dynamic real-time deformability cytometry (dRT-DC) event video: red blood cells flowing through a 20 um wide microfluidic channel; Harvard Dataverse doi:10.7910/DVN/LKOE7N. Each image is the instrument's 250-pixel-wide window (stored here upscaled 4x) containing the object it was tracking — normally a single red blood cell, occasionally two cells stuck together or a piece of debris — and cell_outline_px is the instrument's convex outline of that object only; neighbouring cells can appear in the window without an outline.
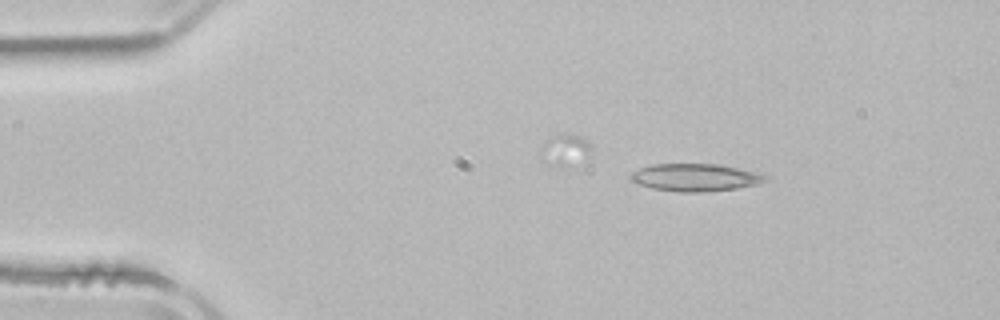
{"species": "common noctule bat (a hibernating species)", "species_latin": "Nyctalus noctula", "temperature_condition": "room temperature", "stored_images_in_passage": 5, "segment_of_instrument_passage": [2, 2], "camera_frame_rate_fps": 3000, "um_per_image_px": 0.085, "animal": {"sex": "male", "body_mass_g": 21.5, "forearm_length_mm": 52.0}, "frame": {"image": 1, "passage_image": 3, "time_ms": 4.0, "image_size_px": [1000, 320], "cell_outline_px": [[768, 180], [760, 184], [736, 188], [700, 192], [680, 192], [652, 188], [628, 180], [628, 176], [632, 172], [640, 168], [652, 164], [720, 164], [756, 172], [768, 176]], "centroid_in_image_um": [59.09, 15.08], "position_along_channel_um": 25.9, "area_um2": 21.68}}
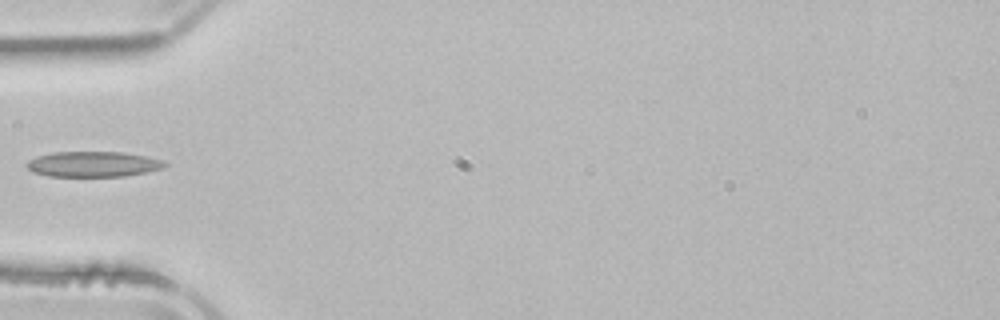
{"frame": {"image": 2, "passage_image": 5, "time_ms": 7.0, "image_size_px": [1000, 320], "cell_outline_px": [[168, 164], [164, 168], [148, 172], [124, 176], [48, 176], [32, 172], [24, 164], [28, 160], [36, 156], [52, 152], [124, 152], [164, 160]], "centroid_in_image_um": [7.91, 13.95], "position_along_channel_um": 77.1, "area_um2": 20.63}}